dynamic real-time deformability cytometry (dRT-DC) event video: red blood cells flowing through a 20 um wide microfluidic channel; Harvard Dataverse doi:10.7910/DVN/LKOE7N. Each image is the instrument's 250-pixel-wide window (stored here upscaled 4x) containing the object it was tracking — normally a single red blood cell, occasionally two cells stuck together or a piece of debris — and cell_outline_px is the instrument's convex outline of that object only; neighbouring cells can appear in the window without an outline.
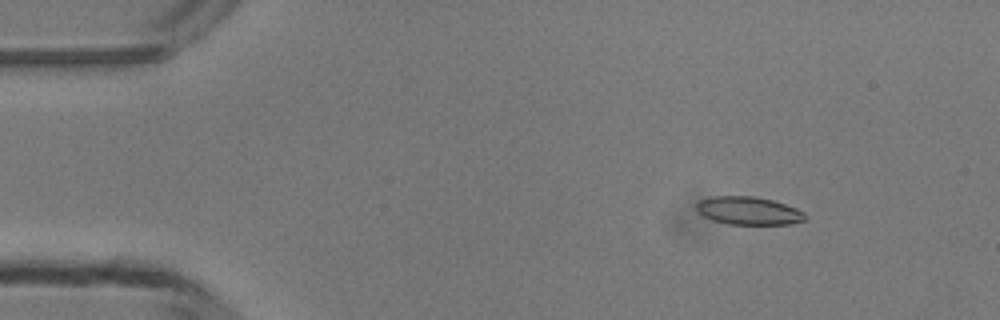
{"species": "common noctule bat (a hibernating species)", "species_latin": "Nyctalus noctula", "temperature_condition": "room temperature", "stored_images_in_passage": 50, "camera_frame_rate_fps": 3000, "um_per_image_px": 0.085, "animal": {"sex": "male", "body_mass_g": 13.3}, "frame": {"image": 1, "passage_image": 7, "time_ms": 2.0, "image_size_px": [1000, 320], "cell_outline_px": [[808, 216], [804, 220], [792, 224], [728, 224], [712, 220], [704, 216], [696, 208], [696, 204], [700, 200], [712, 196], [752, 196], [772, 200], [796, 208], [804, 212]], "centroid_in_image_um": [63.64, 17.91], "position_along_channel_um": 21.4, "area_um2": 17.69}}
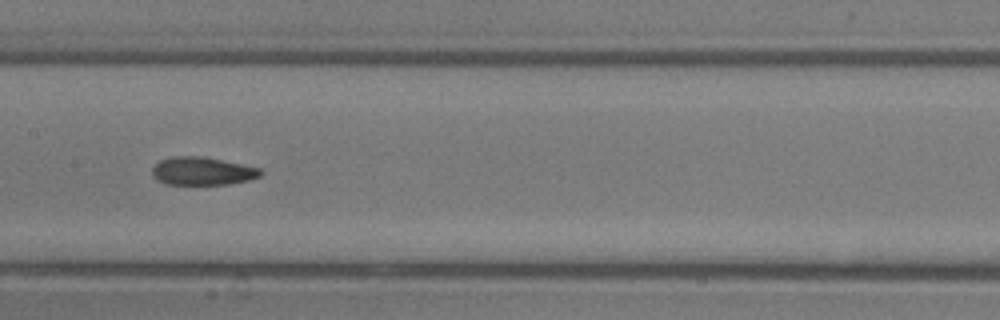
{"frame": {"image": 2, "passage_image": 25, "time_ms": 8.0, "image_size_px": [1000, 320], "cell_outline_px": [[264, 172], [260, 176], [248, 180], [228, 184], [168, 184], [152, 176], [152, 168], [160, 160], [172, 156], [204, 156], [260, 168]], "centroid_in_image_um": [17.21, 14.53], "position_along_channel_um": 190.2, "area_um2": 17.63}}
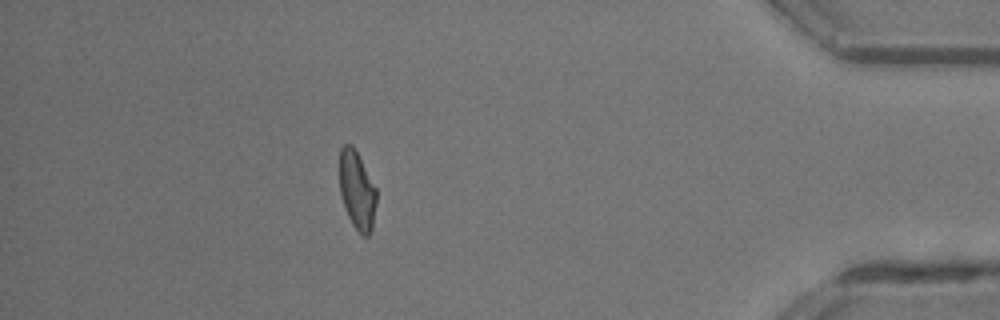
{"frame": {"image": 3, "passage_image": 44, "time_ms": 14.333, "image_size_px": [1000, 320], "cell_outline_px": [[376, 204], [372, 228], [368, 236], [364, 236], [352, 224], [348, 216], [340, 192], [340, 148], [344, 144], [352, 144], [376, 188]], "centroid_in_image_um": [30.35, 16.17], "position_along_channel_um": 404.9, "area_um2": 16.53}, "authors_computed_cell_mechanics": {"area_um2": 17.6579, "velocity_mm_per_s": 4.191, "shape_relaxation_time_tau1_ms": null, "shape_relaxation_time_tau2_ms": 2.0345, "deformation_change_tau1": null, "deformation_change_tau2": 0.0881}}